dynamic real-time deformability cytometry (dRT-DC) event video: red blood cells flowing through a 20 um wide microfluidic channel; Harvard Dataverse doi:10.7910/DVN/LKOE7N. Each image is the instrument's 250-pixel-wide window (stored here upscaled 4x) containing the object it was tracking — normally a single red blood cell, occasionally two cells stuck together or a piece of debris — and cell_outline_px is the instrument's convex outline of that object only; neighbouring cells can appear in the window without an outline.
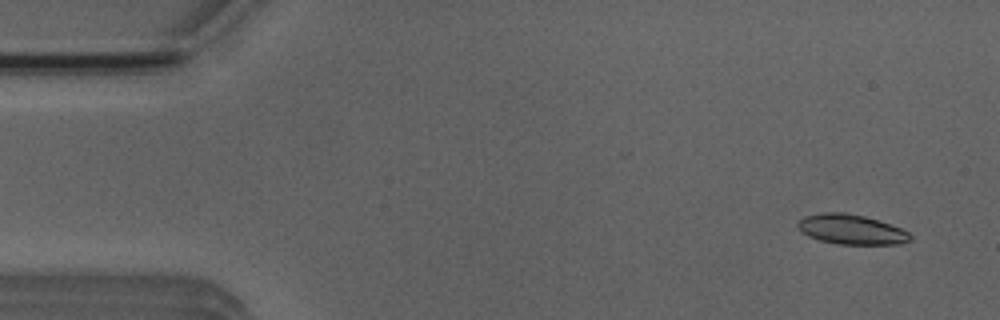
{"species": "Egyptian fruit bat (a non-hibernating species)", "species_latin": "Rousettus aegyptiacus", "temperature_condition": "room temperature", "stored_images_in_passage": 5, "camera_frame_rate_fps": 3000, "um_per_image_px": 0.085, "animal": {"sex": "male"}, "frame": {"image": 1, "passage_image": 1, "time_ms": 0.0, "image_size_px": [1000, 320], "cell_outline_px": [[912, 240], [900, 244], [836, 244], [820, 240], [808, 236], [796, 224], [804, 216], [824, 212], [844, 212], [864, 216], [900, 228], [908, 232], [912, 236]], "centroid_in_image_um": [72.37, 19.5], "position_along_channel_um": 12.6, "area_um2": 19.36}}